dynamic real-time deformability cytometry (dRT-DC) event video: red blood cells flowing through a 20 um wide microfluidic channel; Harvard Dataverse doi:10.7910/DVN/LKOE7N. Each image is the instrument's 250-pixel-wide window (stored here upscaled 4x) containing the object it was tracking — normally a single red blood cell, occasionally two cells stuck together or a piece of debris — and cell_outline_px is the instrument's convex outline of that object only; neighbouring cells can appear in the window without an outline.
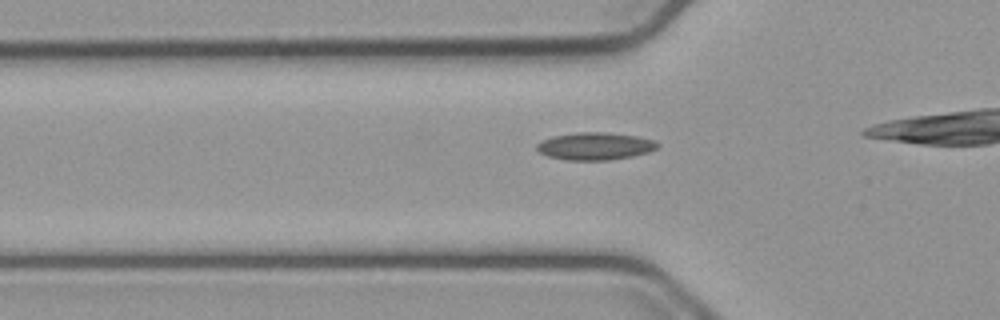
{"species": "common noctule bat (a hibernating species)", "species_latin": "Nyctalus noctula", "temperature_condition": "cold", "stored_images_in_passage": 14, "camera_frame_rate_fps": 3000, "um_per_image_px": 0.085, "animal": {"sex": "male", "body_mass_g": 23.1, "forearm_length_mm": 52.7}, "frame": {"image": 1, "passage_image": 8, "time_ms": 2.333, "image_size_px": [1000, 320], "cell_outline_px": [[660, 144], [656, 148], [648, 152], [632, 156], [608, 160], [564, 160], [548, 156], [540, 152], [536, 148], [536, 144], [540, 140], [552, 136], [580, 132], [604, 132], [636, 136], [656, 140]], "centroid_in_image_um": [50.56, 12.42], "position_along_channel_um": 75.2, "area_um2": 19.36}}
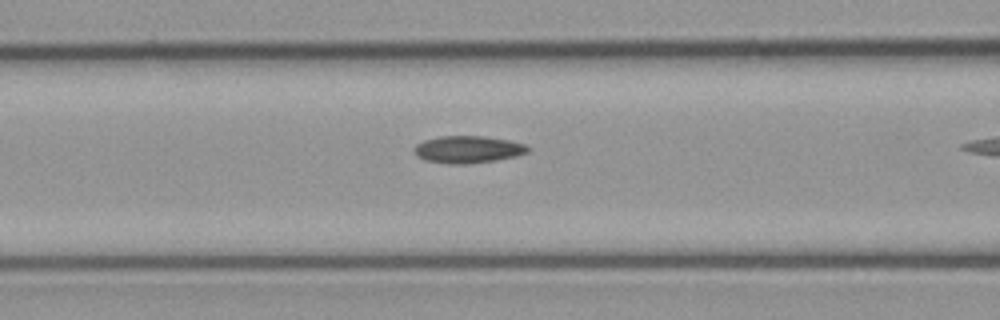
{"frame": {"image": 2, "passage_image": 12, "time_ms": 3.667, "image_size_px": [1000, 320], "cell_outline_px": [[528, 152], [516, 156], [496, 160], [468, 164], [448, 164], [424, 160], [416, 156], [416, 144], [424, 140], [440, 136], [484, 136], [508, 140], [524, 144], [528, 148]], "centroid_in_image_um": [39.76, 12.71], "position_along_channel_um": 126.8, "area_um2": 17.92}}